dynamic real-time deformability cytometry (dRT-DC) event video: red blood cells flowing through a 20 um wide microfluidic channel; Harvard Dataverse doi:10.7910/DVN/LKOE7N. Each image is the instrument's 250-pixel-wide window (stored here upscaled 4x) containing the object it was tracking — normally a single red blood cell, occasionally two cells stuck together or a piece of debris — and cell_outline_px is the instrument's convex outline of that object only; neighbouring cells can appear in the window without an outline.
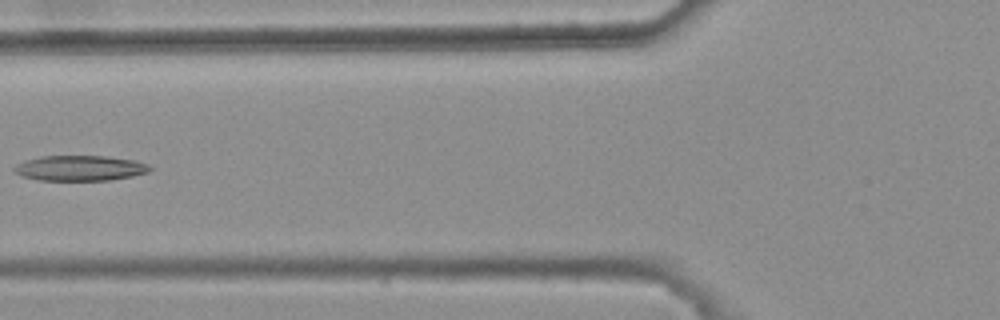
{"species": "common noctule bat (a hibernating species)", "species_latin": "Nyctalus noctula", "temperature_condition": "warm", "stored_images_in_passage": 7, "camera_frame_rate_fps": 3000, "um_per_image_px": 0.085, "animal": {"sex": "female", "body_mass_g": 25.1}, "frame": {"image": 1, "passage_image": 6, "time_ms": 1.667, "image_size_px": [1000, 320], "cell_outline_px": [[152, 168], [148, 172], [132, 176], [108, 180], [40, 180], [20, 176], [12, 168], [16, 164], [40, 156], [104, 156], [136, 160], [148, 164]], "centroid_in_image_um": [6.8, 14.29], "position_along_channel_um": 119.0, "area_um2": 19.94}}
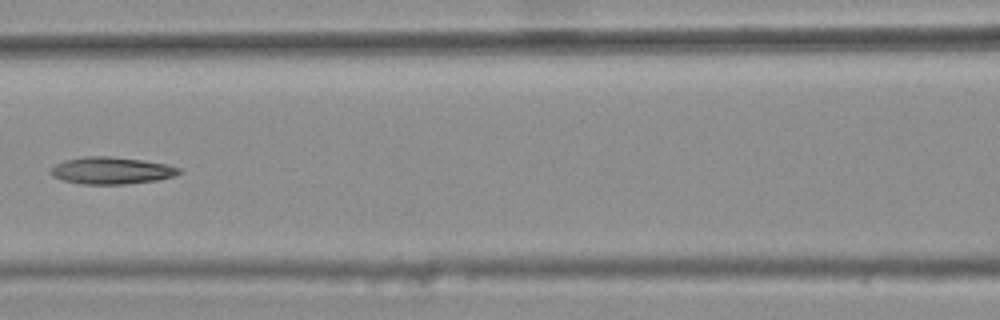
{"frame": {"image": 2, "passage_image": 7, "time_ms": 2.0, "image_size_px": [1000, 320], "cell_outline_px": [[184, 172], [176, 176], [156, 180], [124, 184], [80, 184], [60, 180], [52, 176], [48, 172], [48, 168], [64, 160], [84, 156], [108, 156], [140, 160], [164, 164], [180, 168]], "centroid_in_image_um": [9.41, 14.5], "position_along_channel_um": 157.2, "area_um2": 20.4}}